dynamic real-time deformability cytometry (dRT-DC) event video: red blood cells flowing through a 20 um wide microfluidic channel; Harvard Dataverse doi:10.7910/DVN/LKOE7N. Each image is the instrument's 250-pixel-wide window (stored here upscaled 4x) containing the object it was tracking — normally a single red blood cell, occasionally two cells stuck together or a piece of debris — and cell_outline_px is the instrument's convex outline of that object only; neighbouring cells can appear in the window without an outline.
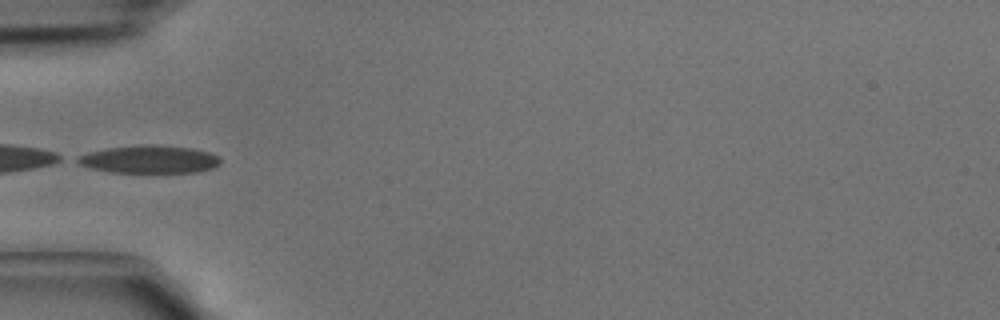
{"species": "common noctule bat (a hibernating species)", "species_latin": "Nyctalus noctula", "temperature_condition": "cold", "stored_images_in_passage": 5, "camera_frame_rate_fps": 3000, "um_per_image_px": 0.085, "animal": {"sex": "male", "body_mass_g": 15.6}, "frame": {"image": 1, "passage_image": 4, "time_ms": 1.0, "image_size_px": [1000, 320], "cell_outline_px": [[220, 164], [212, 168], [196, 172], [108, 172], [92, 168], [80, 164], [72, 160], [76, 156], [88, 152], [104, 148], [144, 144], [156, 144], [192, 148], [208, 152], [220, 156]], "centroid_in_image_um": [12.65, 13.53], "position_along_channel_um": 72.3, "area_um2": 23.41}}